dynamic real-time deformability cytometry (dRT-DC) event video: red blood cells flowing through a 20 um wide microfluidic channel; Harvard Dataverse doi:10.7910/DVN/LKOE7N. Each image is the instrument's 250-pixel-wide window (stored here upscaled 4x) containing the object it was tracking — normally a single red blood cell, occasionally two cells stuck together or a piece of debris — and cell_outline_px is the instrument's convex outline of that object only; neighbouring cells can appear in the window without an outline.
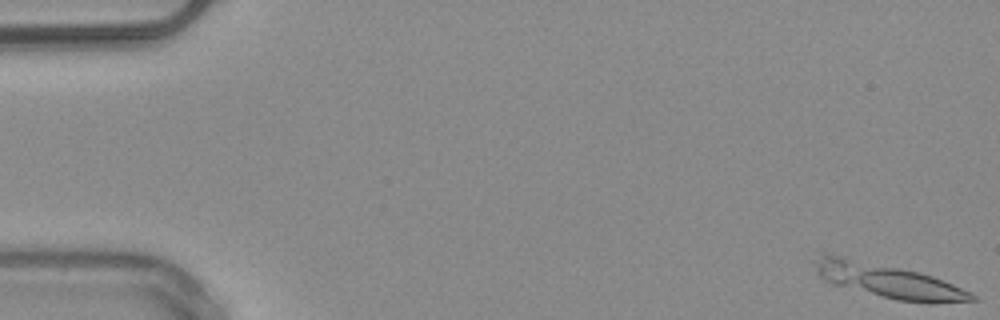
{"species": "common noctule bat (a hibernating species)", "species_latin": "Nyctalus noctula", "temperature_condition": "warm", "stored_images_in_passage": 50, "camera_frame_rate_fps": 3000, "um_per_image_px": 0.085, "animal": {"sex": "male", "body_mass_g": 20.4}, "frame": {"image": 1, "passage_image": 1, "time_ms": 0.0, "image_size_px": [1000, 320], "cell_outline_px": [[976, 300], [896, 300], [832, 284], [820, 276], [812, 260], [820, 252], [828, 252], [920, 272], [932, 276], [952, 284], [976, 296]], "centroid_in_image_um": [75.26, 23.77], "position_along_channel_um": 9.7, "area_um2": 30.17}}